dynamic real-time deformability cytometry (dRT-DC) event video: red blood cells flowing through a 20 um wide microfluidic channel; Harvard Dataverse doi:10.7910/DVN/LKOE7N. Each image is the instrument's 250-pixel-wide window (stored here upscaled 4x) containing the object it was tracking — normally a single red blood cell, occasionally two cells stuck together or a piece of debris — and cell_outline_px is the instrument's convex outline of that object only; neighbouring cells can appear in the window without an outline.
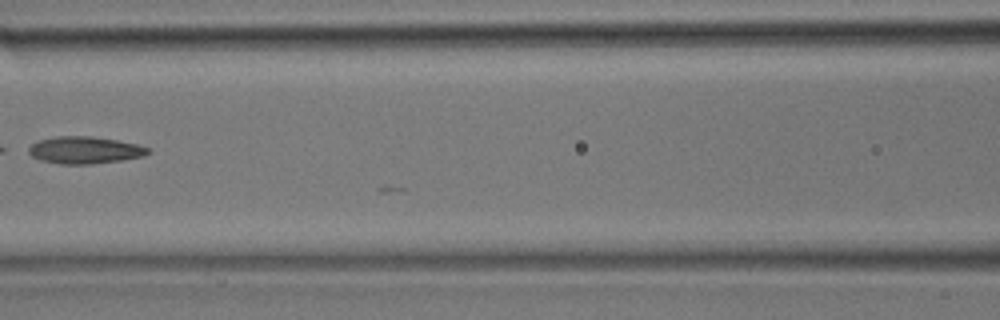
{"species": "common noctule bat (a hibernating species)", "species_latin": "Nyctalus noctula", "temperature_condition": "room temperature", "stored_images_in_passage": 18, "camera_frame_rate_fps": 3000, "um_per_image_px": 0.085, "animal": {"sex": "male", "body_mass_g": 17.9}, "frame": {"image": 1, "passage_image": 15, "time_ms": 4.667, "image_size_px": [1000, 320], "cell_outline_px": [[152, 152], [144, 156], [120, 160], [92, 164], [60, 164], [40, 160], [32, 156], [28, 152], [28, 148], [36, 140], [56, 136], [92, 136], [116, 140], [136, 144], [148, 148]], "centroid_in_image_um": [7.17, 12.75], "position_along_channel_um": 159.4, "area_um2": 18.9}}